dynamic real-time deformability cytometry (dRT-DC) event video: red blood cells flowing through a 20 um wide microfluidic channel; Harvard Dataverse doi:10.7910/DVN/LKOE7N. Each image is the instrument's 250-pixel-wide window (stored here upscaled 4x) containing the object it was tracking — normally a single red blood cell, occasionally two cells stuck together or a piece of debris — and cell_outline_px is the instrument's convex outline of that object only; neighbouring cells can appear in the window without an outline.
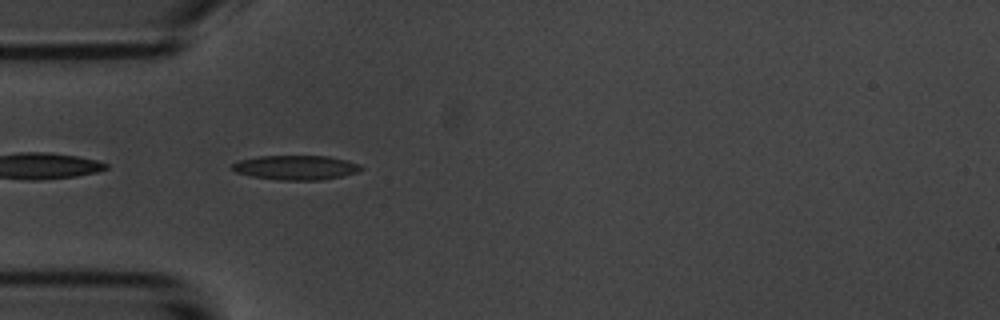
{"species": "common noctule bat (a hibernating species)", "species_latin": "Nyctalus noctula", "temperature_condition": "room temperature", "stored_images_in_passage": 7, "camera_frame_rate_fps": 3000, "um_per_image_px": 0.085, "animal": {"sex": "male", "body_mass_g": 20.1, "forearm_length_mm": 53.5}, "frame": {"image": 1, "passage_image": 5, "time_ms": 4.333, "image_size_px": [1000, 320], "cell_outline_px": [[364, 168], [360, 172], [320, 180], [280, 180], [252, 176], [236, 172], [232, 168], [232, 164], [240, 160], [256, 156], [328, 156], [348, 160], [360, 164]], "centroid_in_image_um": [25.19, 14.23], "position_along_channel_um": 59.8, "area_um2": 18.38}}
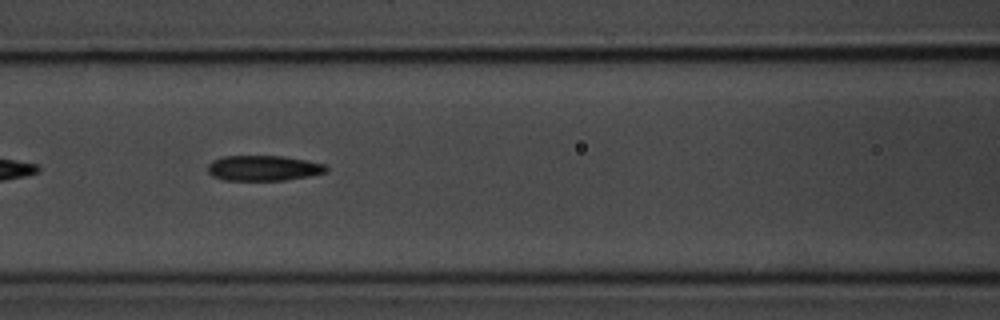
{"frame": {"image": 2, "passage_image": 7, "time_ms": 6.667, "image_size_px": [1000, 320], "cell_outline_px": [[328, 172], [308, 176], [284, 180], [224, 180], [212, 176], [208, 172], [208, 164], [212, 160], [224, 156], [284, 156], [308, 160], [324, 164], [328, 168]], "centroid_in_image_um": [22.4, 14.28], "position_along_channel_um": 144.2, "area_um2": 17.57}}